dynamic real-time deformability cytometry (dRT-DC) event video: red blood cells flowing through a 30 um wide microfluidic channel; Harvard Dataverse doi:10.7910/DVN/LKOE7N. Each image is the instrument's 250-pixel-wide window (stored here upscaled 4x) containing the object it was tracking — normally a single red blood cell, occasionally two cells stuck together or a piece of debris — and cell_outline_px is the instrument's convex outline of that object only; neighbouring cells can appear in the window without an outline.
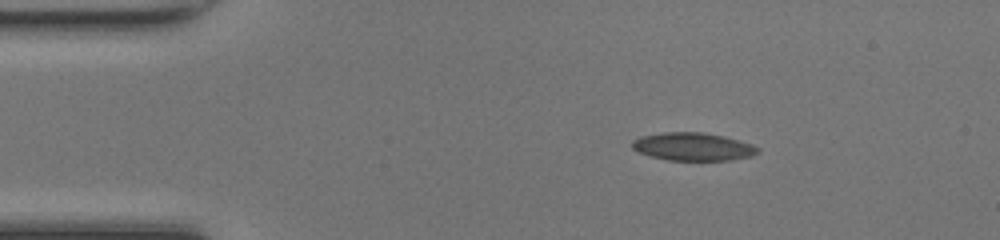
{"species": "common noctule bat (a hibernating species)", "species_latin": "Nyctalus noctula", "temperature_condition": "room temperature", "stored_images_in_passage": 47, "camera_frame_rate_fps": 3000, "um_per_image_px": 0.085, "animal": {"sex": "female", "body_mass_g": 17.0, "forearm_length_mm": 48.0}, "frame": {"image": 1, "passage_image": 7, "time_ms": 2.0, "image_size_px": [1000, 240], "cell_outline_px": [[760, 152], [752, 156], [732, 160], [668, 160], [652, 156], [640, 152], [632, 148], [632, 140], [640, 136], [664, 132], [704, 132], [724, 136], [752, 144], [760, 148]], "centroid_in_image_um": [58.94, 12.46], "position_along_channel_um": 26.1, "area_um2": 20.52}}
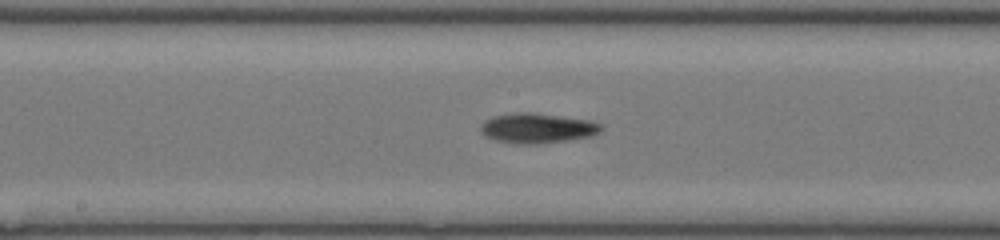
{"frame": {"image": 2, "passage_image": 24, "time_ms": 7.667, "image_size_px": [1000, 240], "cell_outline_px": [[600, 132], [592, 136], [568, 140], [536, 144], [516, 144], [496, 140], [484, 136], [480, 128], [484, 120], [492, 116], [516, 112], [532, 112], [588, 120], [600, 124]], "centroid_in_image_um": [45.62, 10.89], "position_along_channel_um": 202.6, "area_um2": 20.98}}
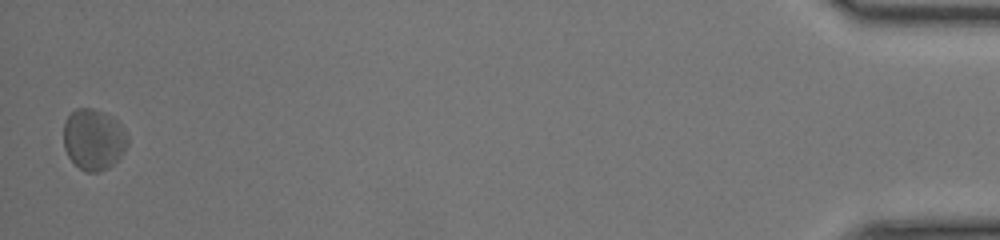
{"frame": {"image": 3, "passage_image": 47, "time_ms": 15.333, "image_size_px": [1000, 240], "cell_outline_px": [[128, 144], [124, 152], [108, 168], [100, 172], [88, 172], [80, 168], [68, 156], [64, 148], [64, 120], [76, 108], [92, 108], [112, 116], [120, 124], [128, 136]], "centroid_in_image_um": [7.96, 11.84], "position_along_channel_um": 427.2, "area_um2": 22.77}, "authors_computed_cell_mechanics": {"area_um2": 20.6346, "velocity_mm_per_s": 4.2569, "shape_relaxation_time_tau1_ms": 6.651, "shape_relaxation_time_tau2_ms": 7.0307, "deformation_change_tau1": 0.1067, "deformation_change_tau2": 0.1489}}